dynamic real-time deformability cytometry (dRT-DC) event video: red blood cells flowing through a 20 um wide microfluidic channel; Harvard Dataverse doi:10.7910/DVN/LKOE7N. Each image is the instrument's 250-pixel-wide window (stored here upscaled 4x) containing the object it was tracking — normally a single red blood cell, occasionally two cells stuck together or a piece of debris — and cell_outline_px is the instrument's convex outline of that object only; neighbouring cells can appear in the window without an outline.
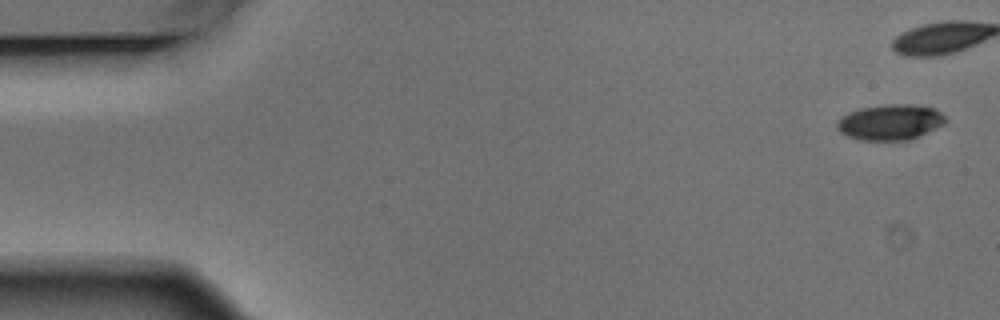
{"species": "Egyptian fruit bat (a non-hibernating species)", "species_latin": "Rousettus aegyptiacus", "temperature_condition": "warm", "stored_images_in_passage": 6, "camera_frame_rate_fps": 3000, "um_per_image_px": 0.085, "animal": {"sex": "male"}, "frame": {"image": 1, "passage_image": 1, "time_ms": 0.0, "image_size_px": [1000, 320], "cell_outline_px": [[948, 120], [944, 124], [920, 136], [908, 140], [860, 140], [848, 136], [840, 132], [836, 128], [836, 120], [848, 112], [860, 108], [888, 104], [908, 104], [932, 108], [940, 112]], "centroid_in_image_um": [75.64, 10.39], "position_along_channel_um": 9.4, "area_um2": 22.54}}